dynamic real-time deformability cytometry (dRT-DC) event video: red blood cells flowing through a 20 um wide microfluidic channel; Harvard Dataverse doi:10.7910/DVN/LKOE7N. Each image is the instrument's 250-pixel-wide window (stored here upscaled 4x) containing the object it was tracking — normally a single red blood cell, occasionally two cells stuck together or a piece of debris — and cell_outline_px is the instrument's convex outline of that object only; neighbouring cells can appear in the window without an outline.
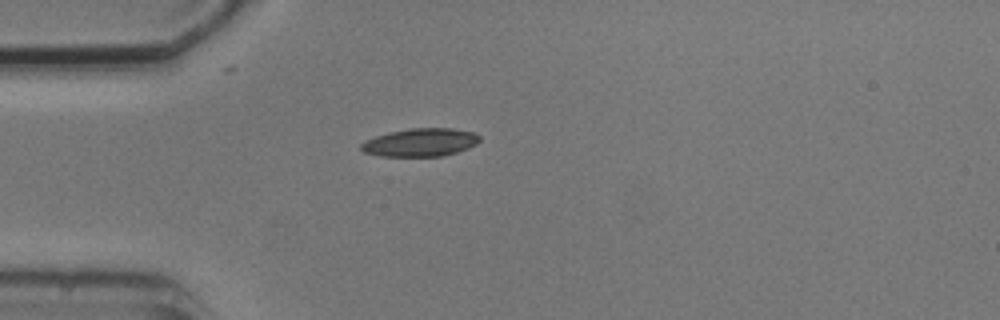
{"species": "common noctule bat (a hibernating species)", "species_latin": "Nyctalus noctula", "temperature_condition": "cold", "stored_images_in_passage": 1, "camera_frame_rate_fps": 3000, "um_per_image_px": 0.085, "animal": {"sex": "male", "body_mass_g": 20.5, "forearm_length_mm": 52.5}, "frame": {"image": 1, "passage_image": 1, "time_ms": 0.0, "image_size_px": [1000, 320], "cell_outline_px": [[480, 140], [476, 144], [468, 148], [444, 156], [380, 156], [364, 152], [360, 148], [360, 144], [364, 140], [388, 132], [408, 128], [452, 128], [476, 132], [480, 136]], "centroid_in_image_um": [35.74, 12.09], "position_along_channel_um": 49.3, "area_um2": 19.59}}